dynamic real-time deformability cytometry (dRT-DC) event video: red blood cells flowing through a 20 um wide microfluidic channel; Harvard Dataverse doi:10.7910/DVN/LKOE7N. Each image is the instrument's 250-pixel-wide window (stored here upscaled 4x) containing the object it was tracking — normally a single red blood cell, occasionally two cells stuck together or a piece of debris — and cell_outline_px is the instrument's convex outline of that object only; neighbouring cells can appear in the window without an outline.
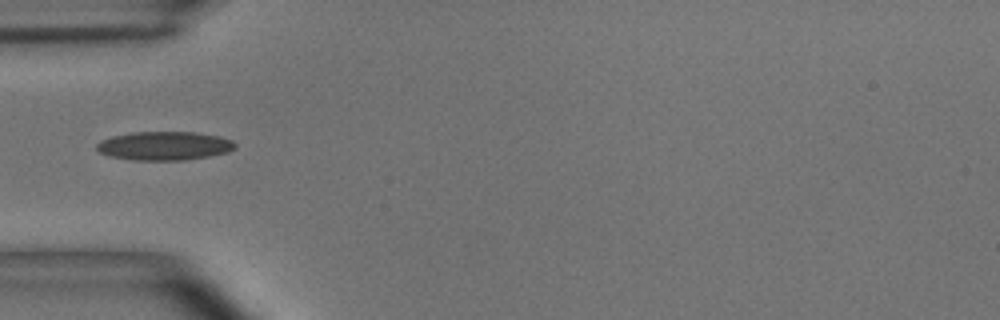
{"species": "common noctule bat (a hibernating species)", "species_latin": "Nyctalus noctula", "temperature_condition": "room temperature", "stored_images_in_passage": 1, "camera_frame_rate_fps": 3000, "um_per_image_px": 0.085, "animal": {"sex": "male", "body_mass_g": 15.6}, "frame": {"image": 1, "passage_image": 1, "time_ms": 0.0, "image_size_px": [1000, 320], "cell_outline_px": [[236, 148], [228, 152], [208, 156], [184, 160], [132, 160], [112, 156], [100, 152], [96, 148], [96, 144], [100, 140], [112, 136], [132, 132], [192, 132], [216, 136], [232, 140], [236, 144]], "centroid_in_image_um": [13.96, 12.39], "position_along_channel_um": 71.0, "area_um2": 23.0}}